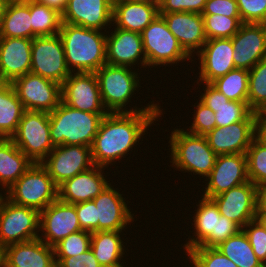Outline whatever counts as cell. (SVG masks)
Here are the masks:
<instances>
[{"mask_svg": "<svg viewBox=\"0 0 266 267\" xmlns=\"http://www.w3.org/2000/svg\"><path fill=\"white\" fill-rule=\"evenodd\" d=\"M210 84L230 101L248 102V70L235 68Z\"/></svg>", "mask_w": 266, "mask_h": 267, "instance_id": "cell-36", "label": "cell"}, {"mask_svg": "<svg viewBox=\"0 0 266 267\" xmlns=\"http://www.w3.org/2000/svg\"><path fill=\"white\" fill-rule=\"evenodd\" d=\"M107 114L80 111L61 100L57 108L49 113L50 139L53 146L91 147L100 123Z\"/></svg>", "mask_w": 266, "mask_h": 267, "instance_id": "cell-4", "label": "cell"}, {"mask_svg": "<svg viewBox=\"0 0 266 267\" xmlns=\"http://www.w3.org/2000/svg\"><path fill=\"white\" fill-rule=\"evenodd\" d=\"M0 191H2V189H0ZM5 197V193L2 194V192L0 193V204L2 202V200L4 199Z\"/></svg>", "mask_w": 266, "mask_h": 267, "instance_id": "cell-57", "label": "cell"}, {"mask_svg": "<svg viewBox=\"0 0 266 267\" xmlns=\"http://www.w3.org/2000/svg\"><path fill=\"white\" fill-rule=\"evenodd\" d=\"M203 85L200 101L215 112L216 127H224L242 120H256L257 113L253 112L248 102L230 101L210 83ZM205 88V89H204Z\"/></svg>", "mask_w": 266, "mask_h": 267, "instance_id": "cell-26", "label": "cell"}, {"mask_svg": "<svg viewBox=\"0 0 266 267\" xmlns=\"http://www.w3.org/2000/svg\"><path fill=\"white\" fill-rule=\"evenodd\" d=\"M11 84L27 111L51 113L61 102V85L31 72Z\"/></svg>", "mask_w": 266, "mask_h": 267, "instance_id": "cell-11", "label": "cell"}, {"mask_svg": "<svg viewBox=\"0 0 266 267\" xmlns=\"http://www.w3.org/2000/svg\"><path fill=\"white\" fill-rule=\"evenodd\" d=\"M10 138H0V188L6 192L32 165Z\"/></svg>", "mask_w": 266, "mask_h": 267, "instance_id": "cell-30", "label": "cell"}, {"mask_svg": "<svg viewBox=\"0 0 266 267\" xmlns=\"http://www.w3.org/2000/svg\"><path fill=\"white\" fill-rule=\"evenodd\" d=\"M206 0H164L159 13L195 12L202 14Z\"/></svg>", "mask_w": 266, "mask_h": 267, "instance_id": "cell-47", "label": "cell"}, {"mask_svg": "<svg viewBox=\"0 0 266 267\" xmlns=\"http://www.w3.org/2000/svg\"><path fill=\"white\" fill-rule=\"evenodd\" d=\"M53 267H60V266H59L58 264L55 263Z\"/></svg>", "mask_w": 266, "mask_h": 267, "instance_id": "cell-59", "label": "cell"}, {"mask_svg": "<svg viewBox=\"0 0 266 267\" xmlns=\"http://www.w3.org/2000/svg\"><path fill=\"white\" fill-rule=\"evenodd\" d=\"M248 106L255 112H266V59L249 70Z\"/></svg>", "mask_w": 266, "mask_h": 267, "instance_id": "cell-37", "label": "cell"}, {"mask_svg": "<svg viewBox=\"0 0 266 267\" xmlns=\"http://www.w3.org/2000/svg\"><path fill=\"white\" fill-rule=\"evenodd\" d=\"M80 230L75 204L58 198L40 211V231L43 233L39 234V238L51 247Z\"/></svg>", "mask_w": 266, "mask_h": 267, "instance_id": "cell-15", "label": "cell"}, {"mask_svg": "<svg viewBox=\"0 0 266 267\" xmlns=\"http://www.w3.org/2000/svg\"><path fill=\"white\" fill-rule=\"evenodd\" d=\"M0 37L32 39L30 0H7L1 19Z\"/></svg>", "mask_w": 266, "mask_h": 267, "instance_id": "cell-31", "label": "cell"}, {"mask_svg": "<svg viewBox=\"0 0 266 267\" xmlns=\"http://www.w3.org/2000/svg\"><path fill=\"white\" fill-rule=\"evenodd\" d=\"M40 211L6 197L0 204V245L3 247L39 238Z\"/></svg>", "mask_w": 266, "mask_h": 267, "instance_id": "cell-9", "label": "cell"}, {"mask_svg": "<svg viewBox=\"0 0 266 267\" xmlns=\"http://www.w3.org/2000/svg\"><path fill=\"white\" fill-rule=\"evenodd\" d=\"M231 40L235 68L249 71L266 59V24L243 23Z\"/></svg>", "mask_w": 266, "mask_h": 267, "instance_id": "cell-18", "label": "cell"}, {"mask_svg": "<svg viewBox=\"0 0 266 267\" xmlns=\"http://www.w3.org/2000/svg\"><path fill=\"white\" fill-rule=\"evenodd\" d=\"M5 195L15 204L41 211L58 199V186L41 163H32Z\"/></svg>", "mask_w": 266, "mask_h": 267, "instance_id": "cell-6", "label": "cell"}, {"mask_svg": "<svg viewBox=\"0 0 266 267\" xmlns=\"http://www.w3.org/2000/svg\"><path fill=\"white\" fill-rule=\"evenodd\" d=\"M255 138L266 146V112H259L255 121Z\"/></svg>", "mask_w": 266, "mask_h": 267, "instance_id": "cell-51", "label": "cell"}, {"mask_svg": "<svg viewBox=\"0 0 266 267\" xmlns=\"http://www.w3.org/2000/svg\"><path fill=\"white\" fill-rule=\"evenodd\" d=\"M58 34L71 73H95L106 64L107 32L62 23Z\"/></svg>", "mask_w": 266, "mask_h": 267, "instance_id": "cell-2", "label": "cell"}, {"mask_svg": "<svg viewBox=\"0 0 266 267\" xmlns=\"http://www.w3.org/2000/svg\"><path fill=\"white\" fill-rule=\"evenodd\" d=\"M105 169L94 165L66 180L58 187V198L70 204L93 200L110 184Z\"/></svg>", "mask_w": 266, "mask_h": 267, "instance_id": "cell-24", "label": "cell"}, {"mask_svg": "<svg viewBox=\"0 0 266 267\" xmlns=\"http://www.w3.org/2000/svg\"><path fill=\"white\" fill-rule=\"evenodd\" d=\"M204 181L207 183L202 197L208 199L248 182L246 154L217 155L215 165Z\"/></svg>", "mask_w": 266, "mask_h": 267, "instance_id": "cell-13", "label": "cell"}, {"mask_svg": "<svg viewBox=\"0 0 266 267\" xmlns=\"http://www.w3.org/2000/svg\"><path fill=\"white\" fill-rule=\"evenodd\" d=\"M37 3L44 4L50 8L57 10L59 13H63L68 4V0H34Z\"/></svg>", "mask_w": 266, "mask_h": 267, "instance_id": "cell-52", "label": "cell"}, {"mask_svg": "<svg viewBox=\"0 0 266 267\" xmlns=\"http://www.w3.org/2000/svg\"><path fill=\"white\" fill-rule=\"evenodd\" d=\"M127 1H132V2H145L149 4H156V0H127Z\"/></svg>", "mask_w": 266, "mask_h": 267, "instance_id": "cell-55", "label": "cell"}, {"mask_svg": "<svg viewBox=\"0 0 266 267\" xmlns=\"http://www.w3.org/2000/svg\"><path fill=\"white\" fill-rule=\"evenodd\" d=\"M234 49L231 38L208 39L196 54L199 61V76L195 81L211 83L235 69L233 62Z\"/></svg>", "mask_w": 266, "mask_h": 267, "instance_id": "cell-17", "label": "cell"}, {"mask_svg": "<svg viewBox=\"0 0 266 267\" xmlns=\"http://www.w3.org/2000/svg\"><path fill=\"white\" fill-rule=\"evenodd\" d=\"M6 2L7 0H0V25H1L2 14H3V10H4Z\"/></svg>", "mask_w": 266, "mask_h": 267, "instance_id": "cell-54", "label": "cell"}, {"mask_svg": "<svg viewBox=\"0 0 266 267\" xmlns=\"http://www.w3.org/2000/svg\"><path fill=\"white\" fill-rule=\"evenodd\" d=\"M78 221L82 230L98 231L97 207L93 200L75 204Z\"/></svg>", "mask_w": 266, "mask_h": 267, "instance_id": "cell-46", "label": "cell"}, {"mask_svg": "<svg viewBox=\"0 0 266 267\" xmlns=\"http://www.w3.org/2000/svg\"><path fill=\"white\" fill-rule=\"evenodd\" d=\"M255 219L266 221V183L258 186Z\"/></svg>", "mask_w": 266, "mask_h": 267, "instance_id": "cell-50", "label": "cell"}, {"mask_svg": "<svg viewBox=\"0 0 266 267\" xmlns=\"http://www.w3.org/2000/svg\"><path fill=\"white\" fill-rule=\"evenodd\" d=\"M202 14L240 17L236 0H206Z\"/></svg>", "mask_w": 266, "mask_h": 267, "instance_id": "cell-48", "label": "cell"}, {"mask_svg": "<svg viewBox=\"0 0 266 267\" xmlns=\"http://www.w3.org/2000/svg\"><path fill=\"white\" fill-rule=\"evenodd\" d=\"M195 104L197 105H193L196 108L193 113V122L189 126V129L187 128L185 131L191 134L205 136L216 127L215 112L200 100Z\"/></svg>", "mask_w": 266, "mask_h": 267, "instance_id": "cell-42", "label": "cell"}, {"mask_svg": "<svg viewBox=\"0 0 266 267\" xmlns=\"http://www.w3.org/2000/svg\"><path fill=\"white\" fill-rule=\"evenodd\" d=\"M32 40L0 37V71L7 83L30 73Z\"/></svg>", "mask_w": 266, "mask_h": 267, "instance_id": "cell-25", "label": "cell"}, {"mask_svg": "<svg viewBox=\"0 0 266 267\" xmlns=\"http://www.w3.org/2000/svg\"><path fill=\"white\" fill-rule=\"evenodd\" d=\"M55 263L60 267H102L95 258L91 248L76 256L55 257Z\"/></svg>", "mask_w": 266, "mask_h": 267, "instance_id": "cell-49", "label": "cell"}, {"mask_svg": "<svg viewBox=\"0 0 266 267\" xmlns=\"http://www.w3.org/2000/svg\"><path fill=\"white\" fill-rule=\"evenodd\" d=\"M242 230L247 235L256 257L266 265V225L254 219L248 222Z\"/></svg>", "mask_w": 266, "mask_h": 267, "instance_id": "cell-43", "label": "cell"}, {"mask_svg": "<svg viewBox=\"0 0 266 267\" xmlns=\"http://www.w3.org/2000/svg\"><path fill=\"white\" fill-rule=\"evenodd\" d=\"M242 228L227 217H217L216 234H210L199 246L217 247L220 243L239 233Z\"/></svg>", "mask_w": 266, "mask_h": 267, "instance_id": "cell-45", "label": "cell"}, {"mask_svg": "<svg viewBox=\"0 0 266 267\" xmlns=\"http://www.w3.org/2000/svg\"><path fill=\"white\" fill-rule=\"evenodd\" d=\"M31 52V73L60 85L71 74L59 34L33 38Z\"/></svg>", "mask_w": 266, "mask_h": 267, "instance_id": "cell-10", "label": "cell"}, {"mask_svg": "<svg viewBox=\"0 0 266 267\" xmlns=\"http://www.w3.org/2000/svg\"><path fill=\"white\" fill-rule=\"evenodd\" d=\"M25 111L11 83L0 88V138H11Z\"/></svg>", "mask_w": 266, "mask_h": 267, "instance_id": "cell-33", "label": "cell"}, {"mask_svg": "<svg viewBox=\"0 0 266 267\" xmlns=\"http://www.w3.org/2000/svg\"><path fill=\"white\" fill-rule=\"evenodd\" d=\"M7 84L6 80L3 78L1 71H0V88Z\"/></svg>", "mask_w": 266, "mask_h": 267, "instance_id": "cell-56", "label": "cell"}, {"mask_svg": "<svg viewBox=\"0 0 266 267\" xmlns=\"http://www.w3.org/2000/svg\"><path fill=\"white\" fill-rule=\"evenodd\" d=\"M141 37L147 68H150V70L159 65L166 68L170 64L174 66L178 63L177 65H179L180 62L183 63L188 60L191 63L194 62L168 29L164 18L160 14L141 32Z\"/></svg>", "mask_w": 266, "mask_h": 267, "instance_id": "cell-7", "label": "cell"}, {"mask_svg": "<svg viewBox=\"0 0 266 267\" xmlns=\"http://www.w3.org/2000/svg\"><path fill=\"white\" fill-rule=\"evenodd\" d=\"M113 28L114 30H111V33L110 29L107 31L106 64L132 68L137 64V66L147 68L141 33Z\"/></svg>", "mask_w": 266, "mask_h": 267, "instance_id": "cell-16", "label": "cell"}, {"mask_svg": "<svg viewBox=\"0 0 266 267\" xmlns=\"http://www.w3.org/2000/svg\"><path fill=\"white\" fill-rule=\"evenodd\" d=\"M41 164L58 187L94 166L91 147L82 145L55 146Z\"/></svg>", "mask_w": 266, "mask_h": 267, "instance_id": "cell-12", "label": "cell"}, {"mask_svg": "<svg viewBox=\"0 0 266 267\" xmlns=\"http://www.w3.org/2000/svg\"><path fill=\"white\" fill-rule=\"evenodd\" d=\"M247 176L257 187L266 183V146L254 138L246 151Z\"/></svg>", "mask_w": 266, "mask_h": 267, "instance_id": "cell-39", "label": "cell"}, {"mask_svg": "<svg viewBox=\"0 0 266 267\" xmlns=\"http://www.w3.org/2000/svg\"><path fill=\"white\" fill-rule=\"evenodd\" d=\"M157 15V4L113 0L112 27L141 33Z\"/></svg>", "mask_w": 266, "mask_h": 267, "instance_id": "cell-28", "label": "cell"}, {"mask_svg": "<svg viewBox=\"0 0 266 267\" xmlns=\"http://www.w3.org/2000/svg\"><path fill=\"white\" fill-rule=\"evenodd\" d=\"M32 39L42 36H54L62 25V14L44 4L30 0Z\"/></svg>", "mask_w": 266, "mask_h": 267, "instance_id": "cell-35", "label": "cell"}, {"mask_svg": "<svg viewBox=\"0 0 266 267\" xmlns=\"http://www.w3.org/2000/svg\"><path fill=\"white\" fill-rule=\"evenodd\" d=\"M122 233L123 231L91 232V250L102 267H125L123 255L127 253V243L121 238L125 235Z\"/></svg>", "mask_w": 266, "mask_h": 267, "instance_id": "cell-29", "label": "cell"}, {"mask_svg": "<svg viewBox=\"0 0 266 267\" xmlns=\"http://www.w3.org/2000/svg\"><path fill=\"white\" fill-rule=\"evenodd\" d=\"M168 152H170V166L183 172L202 176L204 179L211 173L215 165L217 154L211 149L207 138L202 135L191 134L182 129L170 132Z\"/></svg>", "mask_w": 266, "mask_h": 267, "instance_id": "cell-5", "label": "cell"}, {"mask_svg": "<svg viewBox=\"0 0 266 267\" xmlns=\"http://www.w3.org/2000/svg\"><path fill=\"white\" fill-rule=\"evenodd\" d=\"M258 187L250 180L215 196L212 200L220 214L243 228L256 217Z\"/></svg>", "mask_w": 266, "mask_h": 267, "instance_id": "cell-19", "label": "cell"}, {"mask_svg": "<svg viewBox=\"0 0 266 267\" xmlns=\"http://www.w3.org/2000/svg\"><path fill=\"white\" fill-rule=\"evenodd\" d=\"M204 32L208 39L232 38L243 24L241 17H227L219 14H201Z\"/></svg>", "mask_w": 266, "mask_h": 267, "instance_id": "cell-38", "label": "cell"}, {"mask_svg": "<svg viewBox=\"0 0 266 267\" xmlns=\"http://www.w3.org/2000/svg\"><path fill=\"white\" fill-rule=\"evenodd\" d=\"M255 121L242 120L224 127H215L205 137L217 155L246 154L255 138Z\"/></svg>", "mask_w": 266, "mask_h": 267, "instance_id": "cell-23", "label": "cell"}, {"mask_svg": "<svg viewBox=\"0 0 266 267\" xmlns=\"http://www.w3.org/2000/svg\"><path fill=\"white\" fill-rule=\"evenodd\" d=\"M162 115L163 111L108 113L103 117L91 145L94 165L108 170L109 165H115L117 160L128 156Z\"/></svg>", "mask_w": 266, "mask_h": 267, "instance_id": "cell-1", "label": "cell"}, {"mask_svg": "<svg viewBox=\"0 0 266 267\" xmlns=\"http://www.w3.org/2000/svg\"><path fill=\"white\" fill-rule=\"evenodd\" d=\"M112 13L113 0H68L62 23L107 32L112 26Z\"/></svg>", "mask_w": 266, "mask_h": 267, "instance_id": "cell-21", "label": "cell"}, {"mask_svg": "<svg viewBox=\"0 0 266 267\" xmlns=\"http://www.w3.org/2000/svg\"><path fill=\"white\" fill-rule=\"evenodd\" d=\"M91 248V232L80 230L71 233L54 246L55 257H71Z\"/></svg>", "mask_w": 266, "mask_h": 267, "instance_id": "cell-41", "label": "cell"}, {"mask_svg": "<svg viewBox=\"0 0 266 267\" xmlns=\"http://www.w3.org/2000/svg\"><path fill=\"white\" fill-rule=\"evenodd\" d=\"M159 14L164 18L168 29L177 38L185 52L191 58H195L194 54H197L207 41L203 16L195 12Z\"/></svg>", "mask_w": 266, "mask_h": 267, "instance_id": "cell-22", "label": "cell"}, {"mask_svg": "<svg viewBox=\"0 0 266 267\" xmlns=\"http://www.w3.org/2000/svg\"><path fill=\"white\" fill-rule=\"evenodd\" d=\"M164 0H156V4L159 6Z\"/></svg>", "mask_w": 266, "mask_h": 267, "instance_id": "cell-58", "label": "cell"}, {"mask_svg": "<svg viewBox=\"0 0 266 267\" xmlns=\"http://www.w3.org/2000/svg\"><path fill=\"white\" fill-rule=\"evenodd\" d=\"M61 100L72 108L89 113H108L95 73H71L61 85Z\"/></svg>", "mask_w": 266, "mask_h": 267, "instance_id": "cell-14", "label": "cell"}, {"mask_svg": "<svg viewBox=\"0 0 266 267\" xmlns=\"http://www.w3.org/2000/svg\"><path fill=\"white\" fill-rule=\"evenodd\" d=\"M0 267H5V247L0 245Z\"/></svg>", "mask_w": 266, "mask_h": 267, "instance_id": "cell-53", "label": "cell"}, {"mask_svg": "<svg viewBox=\"0 0 266 267\" xmlns=\"http://www.w3.org/2000/svg\"><path fill=\"white\" fill-rule=\"evenodd\" d=\"M54 247L40 238L5 247V267H53Z\"/></svg>", "mask_w": 266, "mask_h": 267, "instance_id": "cell-27", "label": "cell"}, {"mask_svg": "<svg viewBox=\"0 0 266 267\" xmlns=\"http://www.w3.org/2000/svg\"><path fill=\"white\" fill-rule=\"evenodd\" d=\"M200 198L199 204H196L197 210H194L195 214L192 217L194 223L191 222L192 228L194 227L193 236L189 235L186 244L182 246L184 254L199 246L210 234H216L217 217L221 215L219 208L212 199Z\"/></svg>", "mask_w": 266, "mask_h": 267, "instance_id": "cell-32", "label": "cell"}, {"mask_svg": "<svg viewBox=\"0 0 266 267\" xmlns=\"http://www.w3.org/2000/svg\"><path fill=\"white\" fill-rule=\"evenodd\" d=\"M242 23L266 24V0H236Z\"/></svg>", "mask_w": 266, "mask_h": 267, "instance_id": "cell-44", "label": "cell"}, {"mask_svg": "<svg viewBox=\"0 0 266 267\" xmlns=\"http://www.w3.org/2000/svg\"><path fill=\"white\" fill-rule=\"evenodd\" d=\"M113 186L110 183L93 199L97 207L98 231H125L135 220L129 202Z\"/></svg>", "mask_w": 266, "mask_h": 267, "instance_id": "cell-20", "label": "cell"}, {"mask_svg": "<svg viewBox=\"0 0 266 267\" xmlns=\"http://www.w3.org/2000/svg\"><path fill=\"white\" fill-rule=\"evenodd\" d=\"M10 139L33 163H41L54 149L49 113L26 110Z\"/></svg>", "mask_w": 266, "mask_h": 267, "instance_id": "cell-8", "label": "cell"}, {"mask_svg": "<svg viewBox=\"0 0 266 267\" xmlns=\"http://www.w3.org/2000/svg\"><path fill=\"white\" fill-rule=\"evenodd\" d=\"M138 71L128 66H112L105 64L99 70L95 72L100 88V95L102 103L108 113H134L139 111H164L158 103L151 102L146 106L135 107L129 105L132 103L131 99L135 92H139ZM138 89V90H137ZM127 105V106H126ZM127 107V108H126Z\"/></svg>", "mask_w": 266, "mask_h": 267, "instance_id": "cell-3", "label": "cell"}, {"mask_svg": "<svg viewBox=\"0 0 266 267\" xmlns=\"http://www.w3.org/2000/svg\"><path fill=\"white\" fill-rule=\"evenodd\" d=\"M238 267H264L256 257L247 235L241 230L216 247Z\"/></svg>", "mask_w": 266, "mask_h": 267, "instance_id": "cell-34", "label": "cell"}, {"mask_svg": "<svg viewBox=\"0 0 266 267\" xmlns=\"http://www.w3.org/2000/svg\"><path fill=\"white\" fill-rule=\"evenodd\" d=\"M185 255L193 267H238L216 247L197 246ZM191 264H188V267H192Z\"/></svg>", "mask_w": 266, "mask_h": 267, "instance_id": "cell-40", "label": "cell"}]
</instances>
